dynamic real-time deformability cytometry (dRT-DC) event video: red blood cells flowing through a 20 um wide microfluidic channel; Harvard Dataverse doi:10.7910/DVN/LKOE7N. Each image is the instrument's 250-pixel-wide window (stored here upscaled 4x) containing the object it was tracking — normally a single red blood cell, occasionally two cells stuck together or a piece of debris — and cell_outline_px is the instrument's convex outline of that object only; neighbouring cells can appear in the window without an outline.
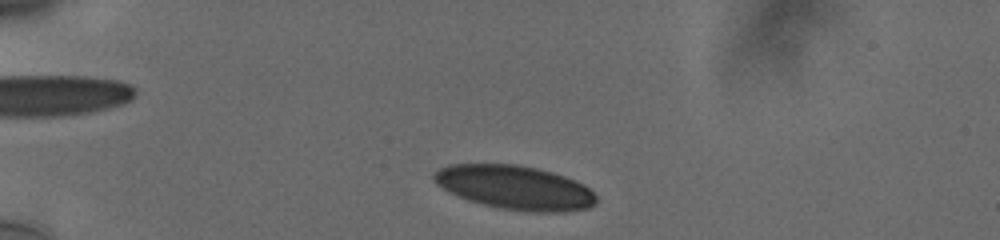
{"species": "human", "species_latin": "Homo sapiens", "temperature_condition": "cold", "stored_images_in_passage": 39, "camera_frame_rate_fps": 3000, "um_per_image_px": 0.085, "donor": {"sex": "male"}, "frame": {"image": 1, "passage_image": 3, "time_ms": 0.667, "image_size_px": [1000, 240], "cell_outline_px": [[596, 204], [588, 208], [564, 212], [528, 212], [500, 208], [468, 200], [448, 192], [436, 184], [432, 180], [432, 172], [448, 164], [516, 164], [536, 168], [552, 172], [564, 176], [588, 188], [596, 196]], "centroid_in_image_um": [43.71, 15.94], "position_along_channel_um": 41.3, "area_um2": 41.62}}
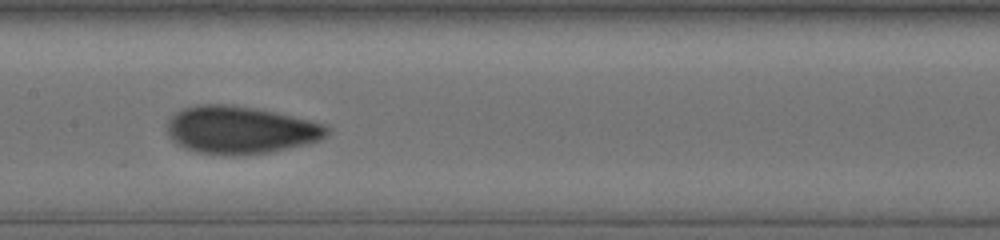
{"frame": {"image": 2, "passage_image": 19, "time_ms": 6.0, "image_size_px": [1000, 240], "cell_outline_px": [[332, 128], [328, 136], [320, 140], [308, 144], [272, 152], [236, 156], [228, 156], [196, 152], [184, 148], [176, 144], [168, 136], [164, 124], [176, 112], [184, 108], [200, 104], [228, 104], [252, 108], [272, 112], [328, 124]], "centroid_in_image_um": [20.43, 11.07], "position_along_channel_um": 187.0, "area_um2": 45.03}}
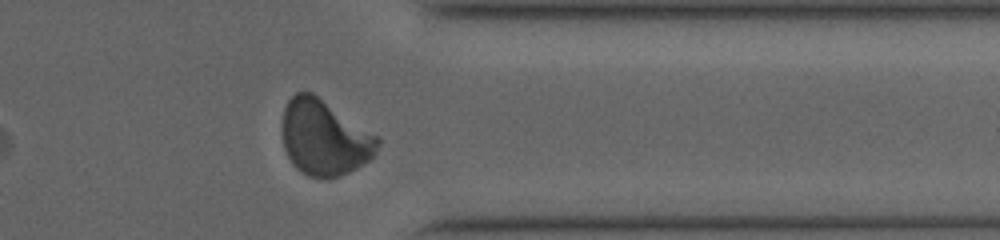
{"frame": {"image": 3, "passage_image": 35, "time_ms": 11.333, "image_size_px": [1000, 240], "cell_outline_px": [[380, 144], [376, 152], [364, 164], [340, 176], [328, 180], [308, 176], [300, 172], [292, 164], [284, 148], [280, 128], [284, 108], [288, 100], [296, 92], [312, 92], [380, 136]], "centroid_in_image_um": [27.56, 11.71], "position_along_channel_um": 383.8, "area_um2": 42.77}, "authors_computed_cell_mechanics": {"area_um2": 42.7142, "velocity_mm_per_s": 3.7505, "shape_relaxation_time_tau1_ms": 6.3399, "shape_relaxation_time_tau2_ms": null, "deformation_change_tau1": 0.1621, "deformation_change_tau2": null}}